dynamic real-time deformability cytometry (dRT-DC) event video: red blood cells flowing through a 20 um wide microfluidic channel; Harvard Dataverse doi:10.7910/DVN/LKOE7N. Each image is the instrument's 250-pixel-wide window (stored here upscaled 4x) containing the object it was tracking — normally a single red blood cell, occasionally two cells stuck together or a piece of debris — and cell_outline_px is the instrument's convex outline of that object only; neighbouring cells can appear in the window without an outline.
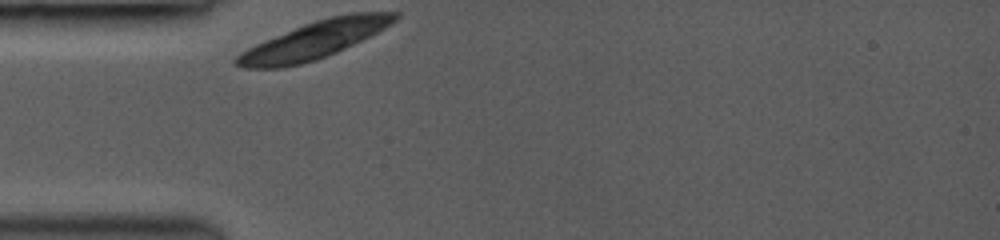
{"species": "common noctule bat (a hibernating species)", "species_latin": "Nyctalus noctula", "temperature_condition": "room temperature", "stored_images_in_passage": 32, "camera_frame_rate_fps": 3000, "um_per_image_px": 0.085, "animal": {"sex": "female", "body_mass_g": 19.0, "forearm_length_mm": 53.3}, "frame": {"image": 1, "passage_image": 1, "time_ms": 0.0, "image_size_px": [1000, 240], "cell_outline_px": [[400, 16], [396, 20], [384, 28], [336, 52], [316, 60], [300, 64], [280, 68], [244, 68], [236, 64], [232, 60], [240, 52], [256, 44], [304, 24], [328, 16], [352, 12], [400, 12]], "centroid_in_image_um": [26.71, 3.39], "position_along_channel_um": 58.3, "area_um2": 33.93}}
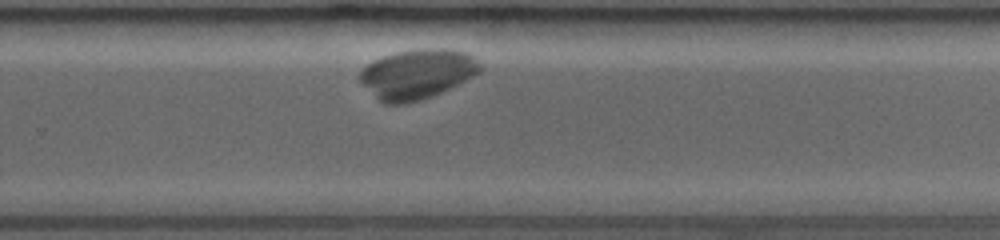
{"frame": {"image": 2, "passage_image": 23, "time_ms": 6.333, "image_size_px": [1000, 240], "cell_outline_px": [[484, 68], [480, 72], [432, 96], [420, 100], [404, 104], [384, 104], [360, 80], [360, 72], [368, 64], [384, 56], [396, 52], [428, 48], [444, 48], [464, 52], [472, 56]], "centroid_in_image_um": [35.48, 6.28], "position_along_channel_um": 294.3, "area_um2": 34.04}}
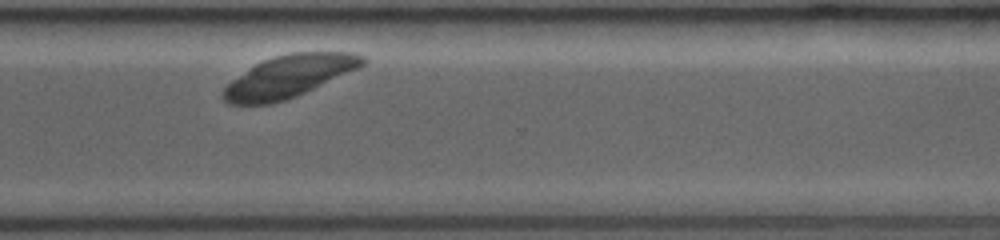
{"frame": {"image": 3, "passage_image": 28, "time_ms": 7.667, "image_size_px": [1000, 240], "cell_outline_px": [[368, 60], [360, 68], [296, 96], [272, 104], [228, 104], [220, 96], [224, 88], [232, 80], [256, 64], [264, 60], [276, 56], [292, 52], [352, 52], [364, 56]], "centroid_in_image_um": [24.59, 6.49], "position_along_channel_um": 346.0, "area_um2": 34.04}}